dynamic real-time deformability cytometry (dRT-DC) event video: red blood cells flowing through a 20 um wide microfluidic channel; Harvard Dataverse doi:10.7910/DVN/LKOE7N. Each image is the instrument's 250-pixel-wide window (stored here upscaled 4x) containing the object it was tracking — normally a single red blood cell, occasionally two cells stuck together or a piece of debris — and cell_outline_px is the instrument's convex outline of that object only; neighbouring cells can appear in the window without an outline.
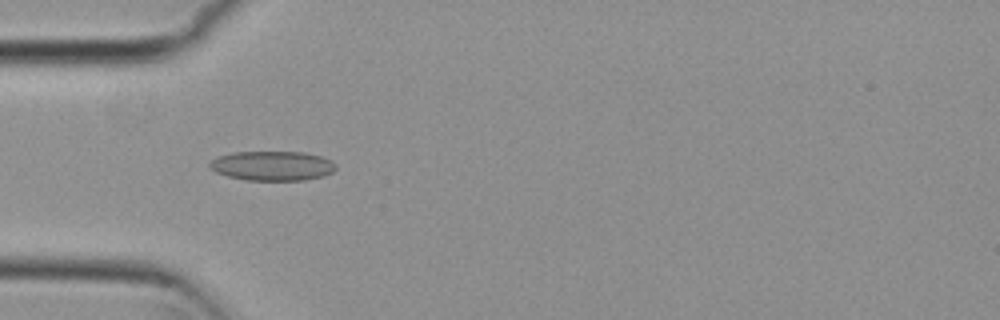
{"species": "common noctule bat (a hibernating species)", "species_latin": "Nyctalus noctula", "temperature_condition": "cold", "stored_images_in_passage": 8, "camera_frame_rate_fps": 3000, "um_per_image_px": 0.085, "animal": {"sex": "female", "body_mass_g": 29.2, "forearm_length_mm": 56.3}, "frame": {"image": 1, "passage_image": 4, "time_ms": 1.0, "image_size_px": [1000, 320], "cell_outline_px": [[336, 168], [332, 172], [324, 176], [304, 180], [244, 180], [228, 176], [216, 172], [208, 168], [208, 164], [216, 156], [232, 152], [304, 152], [320, 156], [332, 160], [336, 164]], "centroid_in_image_um": [23.13, 14.09], "position_along_channel_um": 61.9, "area_um2": 21.91}}
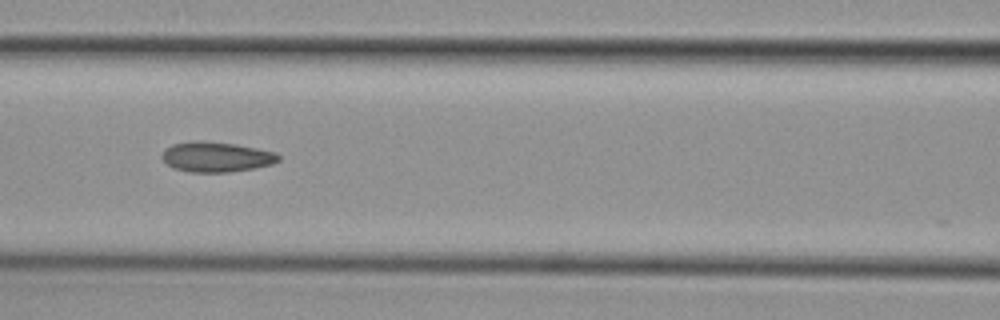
{"frame": {"image": 2, "passage_image": 6, "time_ms": 1.667, "image_size_px": [1000, 320], "cell_outline_px": [[280, 160], [272, 164], [256, 168], [228, 172], [188, 172], [172, 168], [160, 156], [164, 148], [172, 144], [192, 140], [200, 140], [236, 144], [276, 152], [280, 156]], "centroid_in_image_um": [18.36, 13.33], "position_along_channel_um": 148.2, "area_um2": 20.75}}
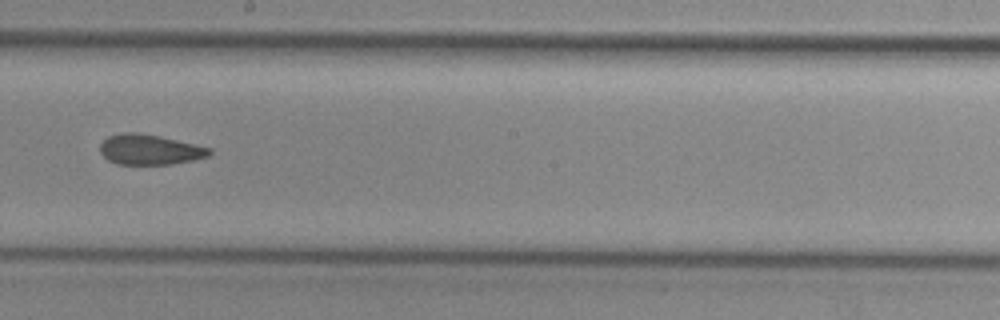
{"frame": {"image": 3, "passage_image": 8, "time_ms": 2.333, "image_size_px": [1000, 320], "cell_outline_px": [[212, 152], [208, 156], [192, 160], [172, 164], [116, 164], [108, 160], [100, 152], [100, 144], [108, 136], [124, 132], [136, 132], [160, 136], [212, 148]], "centroid_in_image_um": [12.72, 12.71], "position_along_channel_um": 235.5, "area_um2": 19.25}}